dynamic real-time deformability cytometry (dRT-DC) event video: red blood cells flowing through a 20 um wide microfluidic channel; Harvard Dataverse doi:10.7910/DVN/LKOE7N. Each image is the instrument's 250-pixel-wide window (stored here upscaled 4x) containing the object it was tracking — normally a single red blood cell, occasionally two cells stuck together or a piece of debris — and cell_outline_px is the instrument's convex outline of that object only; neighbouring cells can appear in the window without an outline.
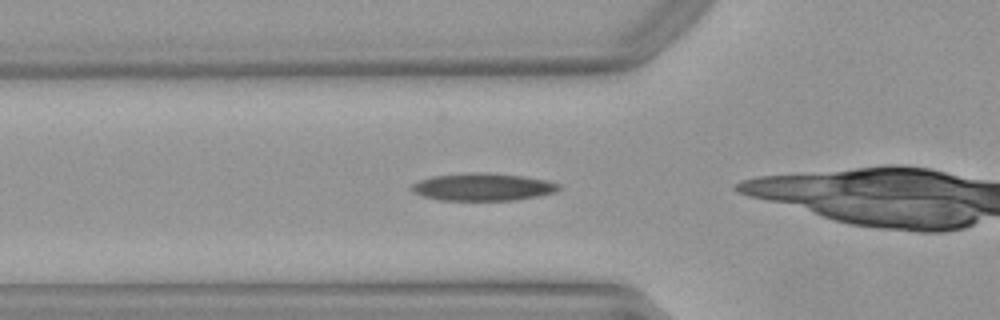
{"species": "Egyptian fruit bat (a non-hibernating species)", "species_latin": "Rousettus aegyptiacus", "temperature_condition": "warm", "stored_images_in_passage": 16, "camera_frame_rate_fps": 3000, "um_per_image_px": 0.085, "animal": {"sex": "female"}, "frame": {"image": 1, "passage_image": 3, "time_ms": 0.667, "image_size_px": [1000, 320], "cell_outline_px": [[560, 188], [556, 192], [516, 200], [440, 200], [424, 196], [412, 192], [408, 188], [412, 184], [420, 180], [432, 176], [468, 172], [484, 172], [524, 176], [548, 180], [560, 184]], "centroid_in_image_um": [41.03, 15.88], "position_along_channel_um": 84.8, "area_um2": 23.76}}